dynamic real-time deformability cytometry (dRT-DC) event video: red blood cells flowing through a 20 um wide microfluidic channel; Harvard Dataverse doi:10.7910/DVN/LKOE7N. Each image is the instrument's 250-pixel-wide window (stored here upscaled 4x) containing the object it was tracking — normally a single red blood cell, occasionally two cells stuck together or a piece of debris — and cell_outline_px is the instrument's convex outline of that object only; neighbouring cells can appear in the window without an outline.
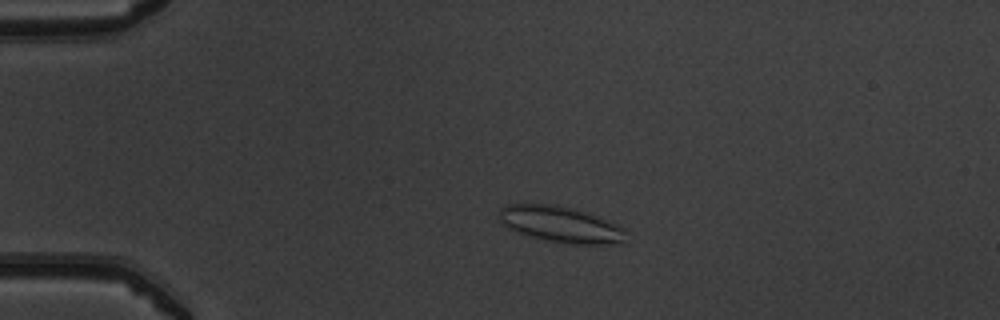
{"species": "common noctule bat (a hibernating species)", "species_latin": "Nyctalus noctula", "temperature_condition": "warm", "stored_images_in_passage": 51, "camera_frame_rate_fps": 3000, "um_per_image_px": 0.085, "animal": {"sex": "male", "body_mass_g": 19.5, "forearm_length_mm": 54.6}, "frame": {"image": 1, "passage_image": 11, "time_ms": 3.333, "image_size_px": [1000, 320], "cell_outline_px": [[624, 244], [568, 244], [548, 240], [532, 236], [508, 228], [500, 220], [500, 208], [508, 204], [556, 204], [584, 212], [596, 216], [616, 224], [624, 228]], "centroid_in_image_um": [47.67, 19.07], "position_along_channel_um": 37.3, "area_um2": 26.24}}
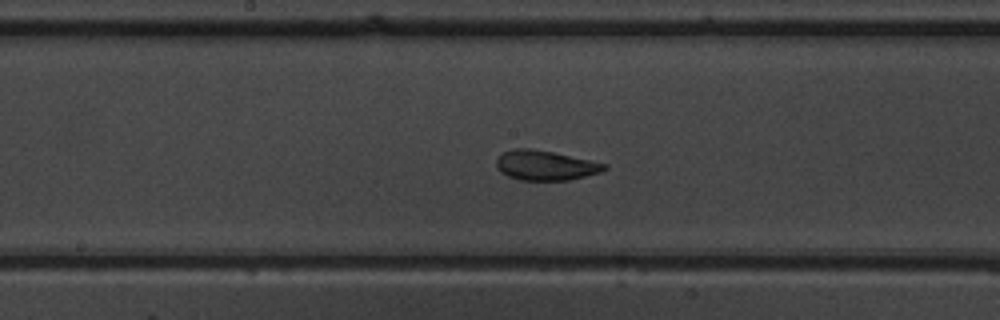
{"frame": {"image": 2, "passage_image": 27, "time_ms": 8.667, "image_size_px": [1000, 320], "cell_outline_px": [[608, 168], [600, 172], [568, 180], [520, 180], [508, 176], [500, 172], [496, 168], [496, 160], [504, 152], [516, 148], [528, 148], [552, 152], [608, 164]], "centroid_in_image_um": [46.34, 14.06], "position_along_channel_um": 201.9, "area_um2": 18.55}}
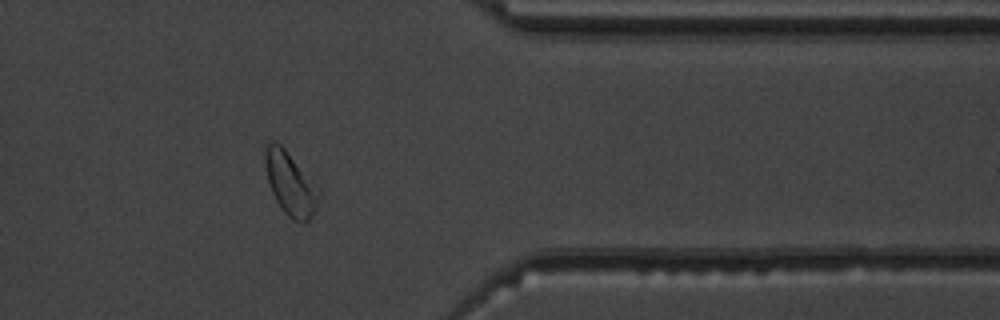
{"frame": {"image": 3, "passage_image": 42, "time_ms": 13.667, "image_size_px": [1000, 320], "cell_outline_px": [[320, 196], [316, 212], [308, 224], [304, 224], [292, 220], [284, 212], [276, 200], [272, 192], [268, 180], [264, 164], [264, 152], [268, 144], [272, 140], [276, 140], [284, 148], [320, 188]], "centroid_in_image_um": [24.72, 15.66], "position_along_channel_um": 386.7, "area_um2": 20.17}, "authors_computed_cell_mechanics": {"area_um2": 20.1722, "velocity_mm_per_s": 3.9237, "shape_relaxation_time_tau1_ms": 4.0794, "shape_relaxation_time_tau2_ms": 1.1478, "deformation_change_tau1": 0.1324, "deformation_change_tau2": 0.0803}}